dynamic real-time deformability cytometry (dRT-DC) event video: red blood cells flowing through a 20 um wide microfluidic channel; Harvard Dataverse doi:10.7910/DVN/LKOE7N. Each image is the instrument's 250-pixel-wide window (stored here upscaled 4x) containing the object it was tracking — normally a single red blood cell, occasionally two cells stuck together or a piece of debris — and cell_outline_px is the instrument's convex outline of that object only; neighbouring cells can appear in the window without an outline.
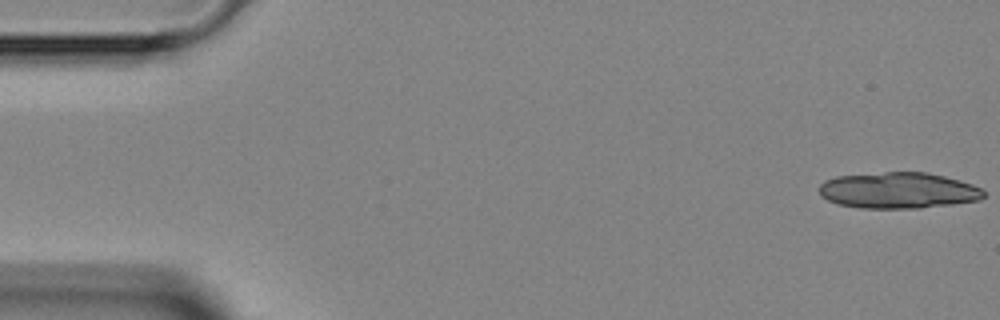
{"species": "Egyptian fruit bat (a non-hibernating species)", "species_latin": "Rousettus aegyptiacus", "temperature_condition": "room temperature", "stored_images_in_passage": 4, "camera_frame_rate_fps": 3000, "um_per_image_px": 0.085, "animal": {"sex": "female"}, "frame": {"image": 1, "passage_image": 1, "time_ms": 0.0, "image_size_px": [1000, 320], "cell_outline_px": [[984, 196], [980, 200], [952, 204], [920, 208], [860, 208], [836, 204], [820, 196], [816, 188], [824, 180], [836, 176], [884, 172], [928, 172], [960, 180], [984, 188]], "centroid_in_image_um": [76.33, 16.18], "position_along_channel_um": 8.7, "area_um2": 35.08}}